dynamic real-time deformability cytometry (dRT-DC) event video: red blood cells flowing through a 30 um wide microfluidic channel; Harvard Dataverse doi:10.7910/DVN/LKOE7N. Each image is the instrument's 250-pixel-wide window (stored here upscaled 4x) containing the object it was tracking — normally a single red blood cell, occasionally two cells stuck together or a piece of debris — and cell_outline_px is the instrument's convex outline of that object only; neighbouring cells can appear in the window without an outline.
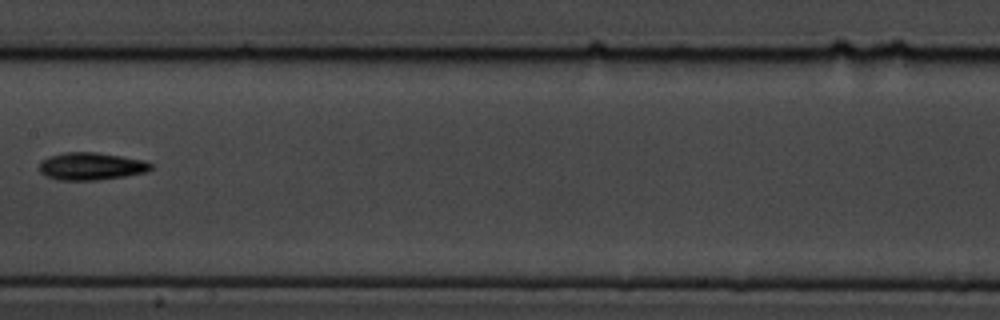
{"species": "common noctule bat (a hibernating species)", "species_latin": "Nyctalus noctula", "temperature_condition": "cold", "stored_images_in_passage": 11, "camera_frame_rate_fps": 3000, "um_per_image_px": 0.085, "animal": {"sex": "male", "body_mass_g": 19.5, "forearm_length_mm": 54.6}, "frame": {"image": 1, "passage_image": 10, "time_ms": 11.333, "image_size_px": [1000, 320], "cell_outline_px": [[152, 168], [148, 172], [124, 176], [96, 180], [60, 180], [48, 176], [40, 172], [40, 164], [48, 156], [64, 152], [96, 152], [144, 160], [152, 164]], "centroid_in_image_um": [7.77, 14.13], "position_along_channel_um": 199.6, "area_um2": 17.74}}
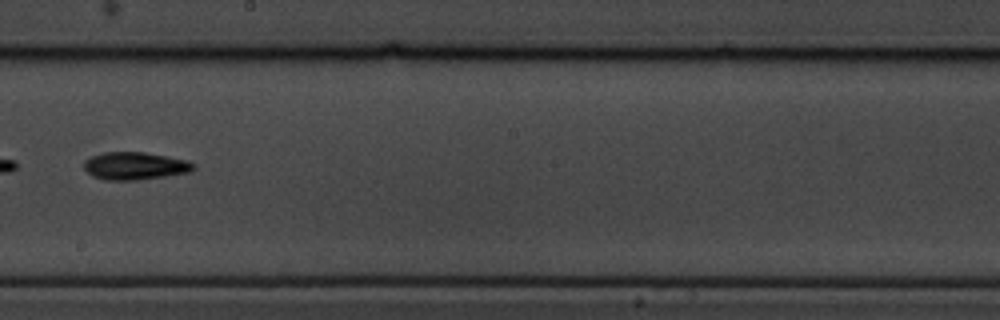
{"frame": {"image": 2, "passage_image": 11, "time_ms": 12.333, "image_size_px": [1000, 320], "cell_outline_px": [[196, 168], [192, 172], [136, 180], [104, 180], [92, 176], [84, 168], [84, 160], [92, 156], [104, 152], [144, 152], [188, 160], [196, 164]], "centroid_in_image_um": [11.5, 14.1], "position_along_channel_um": 236.7, "area_um2": 17.74}}